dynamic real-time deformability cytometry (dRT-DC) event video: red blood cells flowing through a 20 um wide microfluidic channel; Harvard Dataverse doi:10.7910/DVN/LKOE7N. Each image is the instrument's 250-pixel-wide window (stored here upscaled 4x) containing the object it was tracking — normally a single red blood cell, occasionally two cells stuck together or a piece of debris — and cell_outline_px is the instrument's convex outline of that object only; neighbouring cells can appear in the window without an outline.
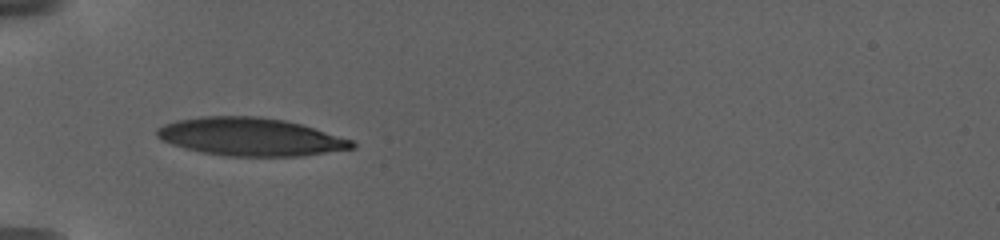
{"species": "human", "species_latin": "Homo sapiens", "temperature_condition": "warm", "stored_images_in_passage": 72, "camera_frame_rate_fps": 3000, "um_per_image_px": 0.085, "donor": {"sex": "female"}, "frame": {"image": 1, "passage_image": 1, "time_ms": 0.0, "image_size_px": [1000, 240], "cell_outline_px": [[356, 148], [300, 156], [224, 156], [184, 148], [160, 140], [156, 136], [156, 128], [164, 124], [176, 120], [204, 116], [256, 116], [284, 120], [300, 124], [352, 140], [356, 144]], "centroid_in_image_um": [21.25, 11.63], "position_along_channel_um": 63.8, "area_um2": 43.06}}
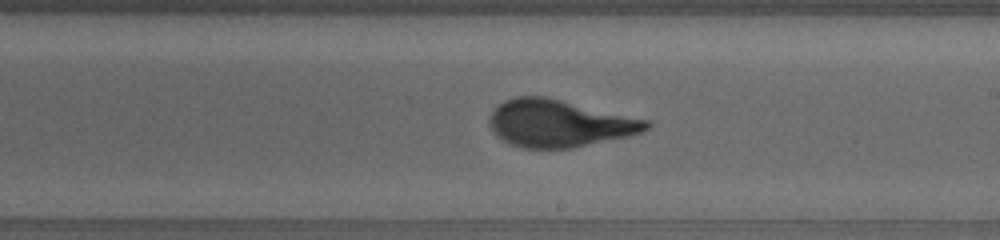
{"frame": {"image": 2, "passage_image": 17, "time_ms": 6.333, "image_size_px": [1000, 240], "cell_outline_px": [[652, 124], [648, 128], [640, 132], [628, 136], [572, 148], [520, 148], [496, 136], [492, 132], [488, 124], [492, 112], [504, 100], [512, 96], [544, 96], [648, 120]], "centroid_in_image_um": [47.49, 10.49], "position_along_channel_um": 241.5, "area_um2": 42.89}}
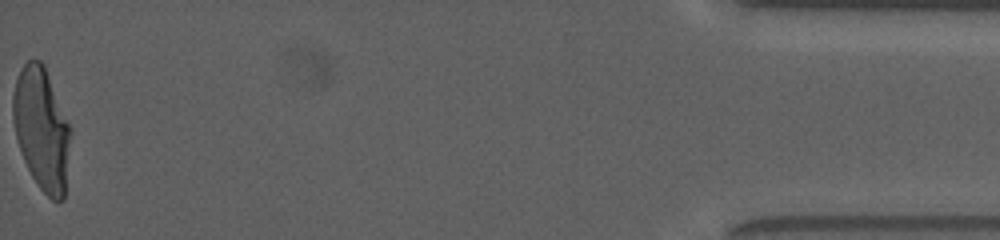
{"frame": {"image": 3, "passage_image": 70, "time_ms": 15.667, "image_size_px": [1000, 240], "cell_outline_px": [[72, 132], [64, 200], [52, 200], [40, 188], [32, 176], [24, 160], [16, 136], [12, 116], [12, 96], [16, 80], [20, 68], [28, 60], [40, 60], [44, 64], [72, 128]], "centroid_in_image_um": [3.56, 10.93], "position_along_channel_um": 431.6, "area_um2": 41.38}, "authors_computed_cell_mechanics": {"area_um2": 41.4715, "velocity_mm_per_s": 2.9369, "shape_relaxation_time_tau1_ms": 8.0918, "shape_relaxation_time_tau2_ms": null, "deformation_change_tau1": 0.2741, "deformation_change_tau2": null}}